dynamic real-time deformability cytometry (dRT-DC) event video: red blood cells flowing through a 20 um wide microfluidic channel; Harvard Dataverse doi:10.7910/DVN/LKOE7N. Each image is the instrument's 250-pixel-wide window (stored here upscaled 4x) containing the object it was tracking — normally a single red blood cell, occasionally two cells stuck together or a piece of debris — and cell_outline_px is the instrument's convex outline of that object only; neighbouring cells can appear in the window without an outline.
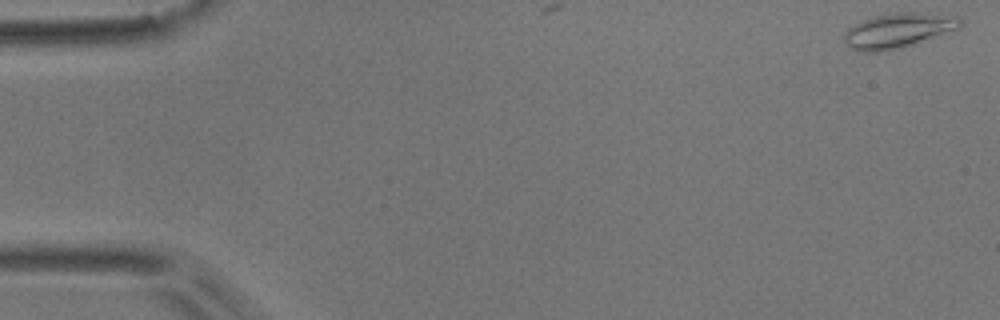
{"species": "common noctule bat (a hibernating species)", "species_latin": "Nyctalus noctula", "temperature_condition": "room temperature", "stored_images_in_passage": 6, "camera_frame_rate_fps": 3000, "um_per_image_px": 0.085, "animal": {"sex": "male", "body_mass_g": 17.9}, "frame": {"image": 1, "passage_image": 1, "time_ms": 0.0, "image_size_px": [1000, 320], "cell_outline_px": [[960, 28], [900, 48], [880, 52], [860, 52], [844, 44], [844, 32], [852, 24], [868, 16], [892, 12], [920, 12], [960, 16]], "centroid_in_image_um": [76.27, 2.57], "position_along_channel_um": 8.7, "area_um2": 23.93}}